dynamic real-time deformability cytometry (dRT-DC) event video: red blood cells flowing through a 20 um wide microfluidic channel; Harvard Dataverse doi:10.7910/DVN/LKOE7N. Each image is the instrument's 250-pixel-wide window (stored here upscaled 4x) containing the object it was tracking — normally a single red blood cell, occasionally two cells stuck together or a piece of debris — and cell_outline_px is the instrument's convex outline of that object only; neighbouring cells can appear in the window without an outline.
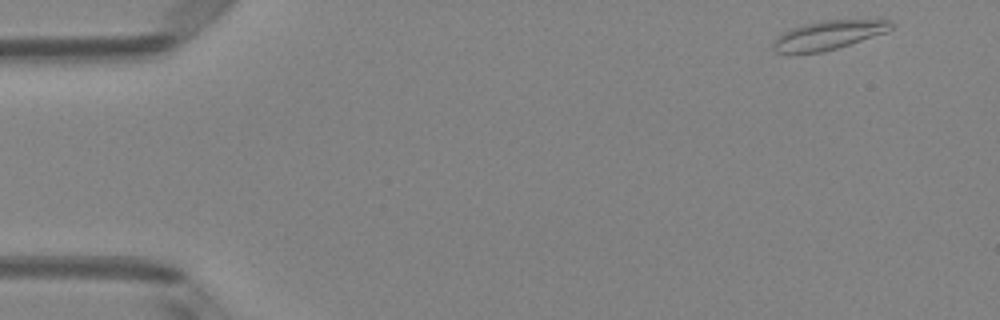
{"species": "Egyptian fruit bat (a non-hibernating species)", "species_latin": "Rousettus aegyptiacus", "temperature_condition": "room temperature", "stored_images_in_passage": 48, "camera_frame_rate_fps": 3000, "um_per_image_px": 0.085, "animal": {"sex": "female"}, "frame": {"image": 1, "passage_image": 1, "time_ms": 0.0, "image_size_px": [1000, 320], "cell_outline_px": [[896, 24], [888, 32], [836, 48], [820, 52], [776, 52], [772, 48], [772, 44], [776, 36], [792, 28], [804, 24], [820, 20], [892, 20]], "centroid_in_image_um": [70.45, 2.96], "position_along_channel_um": 14.6, "area_um2": 19.71}}
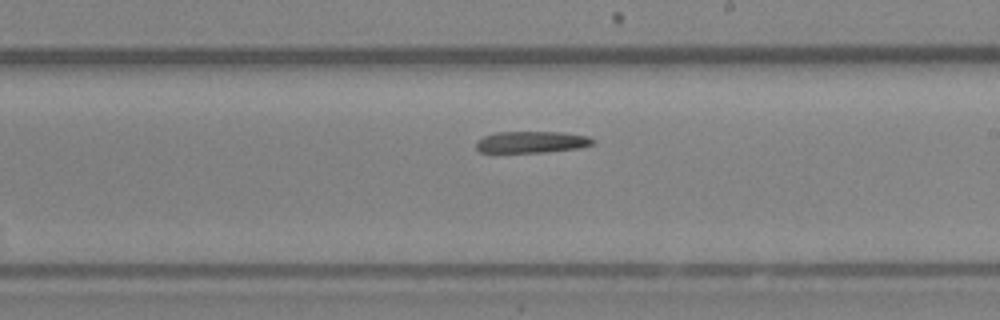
{"frame": {"image": 2, "passage_image": 27, "time_ms": 8.667, "image_size_px": [1000, 320], "cell_outline_px": [[596, 140], [592, 144], [580, 148], [544, 152], [480, 152], [476, 148], [476, 140], [484, 136], [496, 132], [564, 132], [588, 136]], "centroid_in_image_um": [45.19, 12.07], "position_along_channel_um": 243.8, "area_um2": 14.74}}
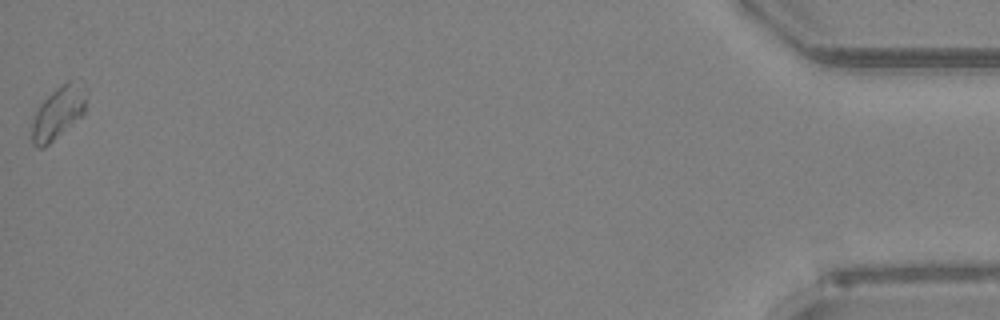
{"frame": {"image": 3, "passage_image": 48, "time_ms": 15.667, "image_size_px": [1000, 320], "cell_outline_px": [[84, 112], [80, 116], [44, 148], [36, 148], [32, 144], [32, 116], [40, 104], [60, 84], [68, 80], [84, 80]], "centroid_in_image_um": [4.91, 9.55], "position_along_channel_um": 430.3, "area_um2": 16.47}}